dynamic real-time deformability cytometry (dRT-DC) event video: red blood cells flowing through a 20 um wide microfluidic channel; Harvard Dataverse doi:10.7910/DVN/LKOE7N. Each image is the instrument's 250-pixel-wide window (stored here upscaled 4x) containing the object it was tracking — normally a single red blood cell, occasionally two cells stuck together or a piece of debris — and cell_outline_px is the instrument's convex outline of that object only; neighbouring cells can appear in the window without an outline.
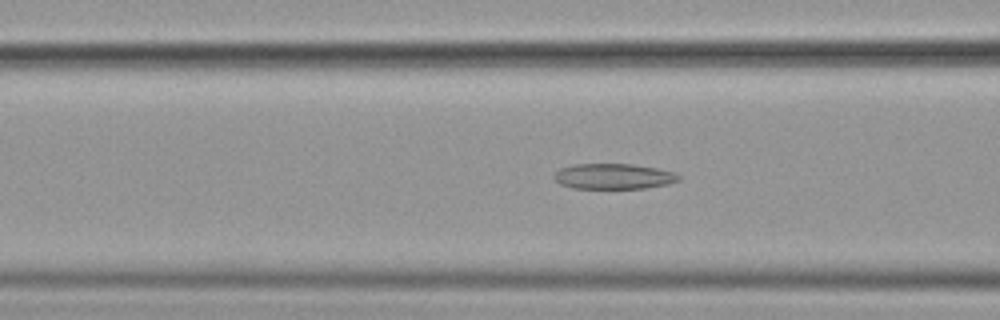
{"species": "common noctule bat (a hibernating species)", "species_latin": "Nyctalus noctula", "temperature_condition": "cold", "stored_images_in_passage": 49, "camera_frame_rate_fps": 3000, "um_per_image_px": 0.085, "animal": {"sex": "female", "body_mass_g": 19.9}, "frame": {"image": 1, "passage_image": 16, "time_ms": 5.0, "image_size_px": [1000, 320], "cell_outline_px": [[680, 180], [668, 184], [644, 188], [572, 188], [560, 184], [552, 176], [560, 168], [572, 164], [632, 164], [656, 168], [676, 172], [680, 176]], "centroid_in_image_um": [52.15, 14.98], "position_along_channel_um": 114.4, "area_um2": 18.55}}
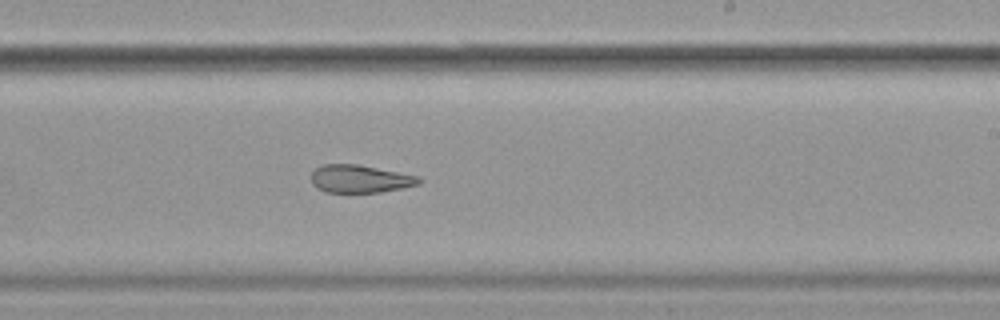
{"frame": {"image": 2, "passage_image": 28, "time_ms": 9.0, "image_size_px": [1000, 320], "cell_outline_px": [[424, 180], [420, 184], [404, 188], [380, 192], [324, 192], [316, 188], [312, 184], [312, 172], [316, 168], [324, 164], [356, 164], [420, 176]], "centroid_in_image_um": [30.64, 15.21], "position_along_channel_um": 258.4, "area_um2": 17.57}}
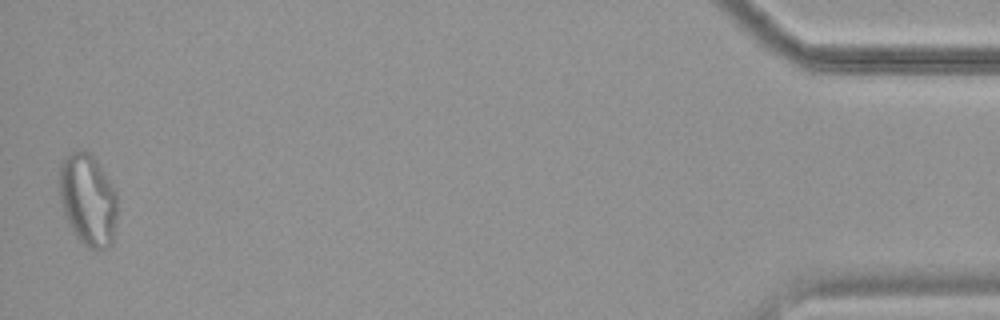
{"frame": {"image": 3, "passage_image": 49, "time_ms": 16.0, "image_size_px": [1000, 320], "cell_outline_px": [[116, 216], [112, 244], [108, 248], [92, 252], [76, 236], [64, 212], [60, 200], [60, 164], [72, 152], [88, 152], [96, 160], [116, 192]], "centroid_in_image_um": [7.49, 17.04], "position_along_channel_um": 427.7, "area_um2": 30.52}, "authors_computed_cell_mechanics": {"area_um2": 21.386, "velocity_mm_per_s": 3.6093, "shape_relaxation_time_tau1_ms": null, "shape_relaxation_time_tau2_ms": 3.7672, "deformation_change_tau1": null, "deformation_change_tau2": 0.1237}}